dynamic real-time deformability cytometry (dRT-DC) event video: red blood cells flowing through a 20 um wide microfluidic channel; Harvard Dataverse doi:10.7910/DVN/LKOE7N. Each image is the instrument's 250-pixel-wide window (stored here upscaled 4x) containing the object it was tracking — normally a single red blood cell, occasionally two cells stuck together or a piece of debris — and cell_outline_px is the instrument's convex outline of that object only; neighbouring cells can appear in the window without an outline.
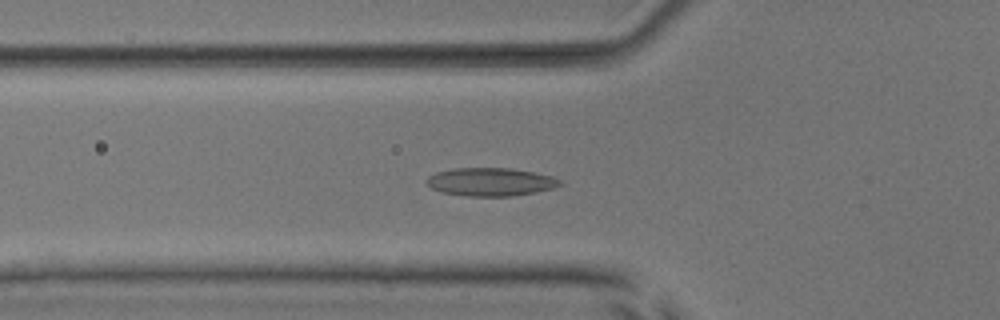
{"species": "common noctule bat (a hibernating species)", "species_latin": "Nyctalus noctula", "temperature_condition": "room temperature", "stored_images_in_passage": 52, "camera_frame_rate_fps": 3000, "um_per_image_px": 0.085, "animal": {"sex": "male", "body_mass_g": 17.9, "forearm_length_mm": 54.2}, "frame": {"image": 1, "passage_image": 19, "time_ms": 6.0, "image_size_px": [1000, 320], "cell_outline_px": [[564, 184], [552, 188], [512, 196], [468, 196], [440, 192], [424, 184], [424, 180], [428, 176], [436, 172], [456, 168], [508, 168], [532, 172], [552, 176], [560, 180]], "centroid_in_image_um": [41.64, 15.46], "position_along_channel_um": 84.2, "area_um2": 21.85}}
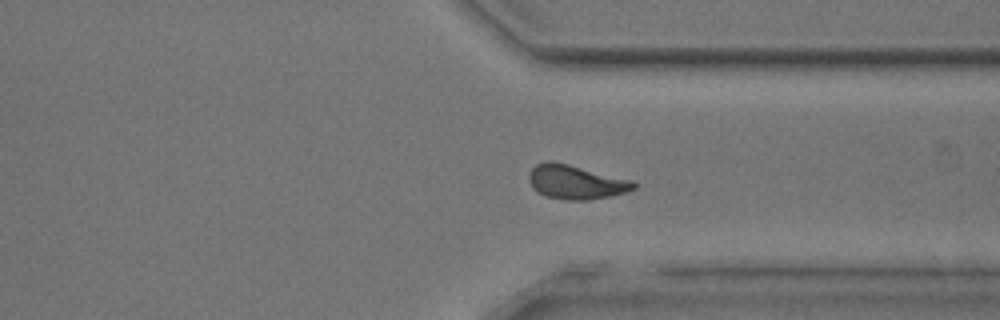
{"frame": {"image": 2, "passage_image": 40, "time_ms": 13.0, "image_size_px": [1000, 320], "cell_outline_px": [[636, 188], [612, 196], [588, 200], [568, 200], [548, 196], [536, 192], [532, 188], [528, 180], [528, 172], [536, 164], [544, 160], [552, 160], [632, 180], [636, 184]], "centroid_in_image_um": [48.9, 15.46], "position_along_channel_um": 362.5, "area_um2": 20.92}}
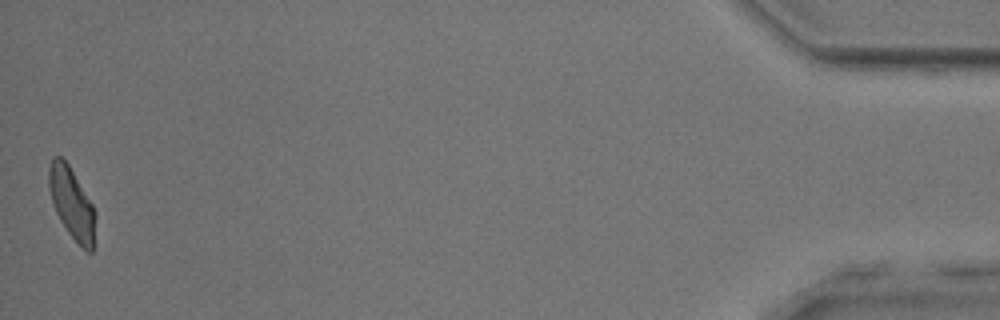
{"frame": {"image": 3, "passage_image": 52, "time_ms": 17.0, "image_size_px": [1000, 320], "cell_outline_px": [[96, 216], [92, 252], [88, 252], [68, 232], [60, 220], [52, 204], [48, 188], [48, 168], [52, 156], [60, 156], [68, 164], [92, 204], [96, 212]], "centroid_in_image_um": [6.07, 17.24], "position_along_channel_um": 429.1, "area_um2": 19.13}, "authors_computed_cell_mechanics": {"area_um2": 20.4034, "velocity_mm_per_s": 3.9711, "shape_relaxation_time_tau1_ms": 4.1774, "shape_relaxation_time_tau2_ms": 2.0251, "deformation_change_tau1": 0.116, "deformation_change_tau2": 0.085}}